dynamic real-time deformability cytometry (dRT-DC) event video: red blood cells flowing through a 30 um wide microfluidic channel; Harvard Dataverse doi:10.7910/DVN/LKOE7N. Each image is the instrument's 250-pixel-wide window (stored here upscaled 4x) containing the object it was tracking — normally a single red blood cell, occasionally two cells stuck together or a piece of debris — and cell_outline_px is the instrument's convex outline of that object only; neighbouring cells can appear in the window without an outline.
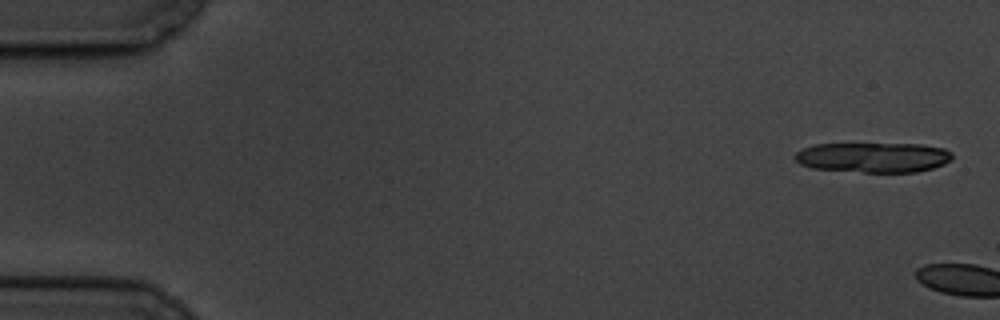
{"species": "common noctule bat (a hibernating species)", "species_latin": "Nyctalus noctula", "temperature_condition": "cold", "stored_images_in_passage": 2, "camera_frame_rate_fps": 3000, "um_per_image_px": 0.085, "animal": {"sex": "male", "body_mass_g": 19.5, "forearm_length_mm": 54.6}, "frame": {"image": 1, "passage_image": 1, "time_ms": 0.0, "image_size_px": [1000, 320], "cell_outline_px": [[952, 160], [944, 164], [932, 168], [916, 172], [864, 172], [812, 168], [800, 164], [792, 156], [796, 152], [804, 148], [816, 144], [920, 144], [944, 148], [952, 152]], "centroid_in_image_um": [74.24, 13.38], "position_along_channel_um": 10.8, "area_um2": 27.57}}